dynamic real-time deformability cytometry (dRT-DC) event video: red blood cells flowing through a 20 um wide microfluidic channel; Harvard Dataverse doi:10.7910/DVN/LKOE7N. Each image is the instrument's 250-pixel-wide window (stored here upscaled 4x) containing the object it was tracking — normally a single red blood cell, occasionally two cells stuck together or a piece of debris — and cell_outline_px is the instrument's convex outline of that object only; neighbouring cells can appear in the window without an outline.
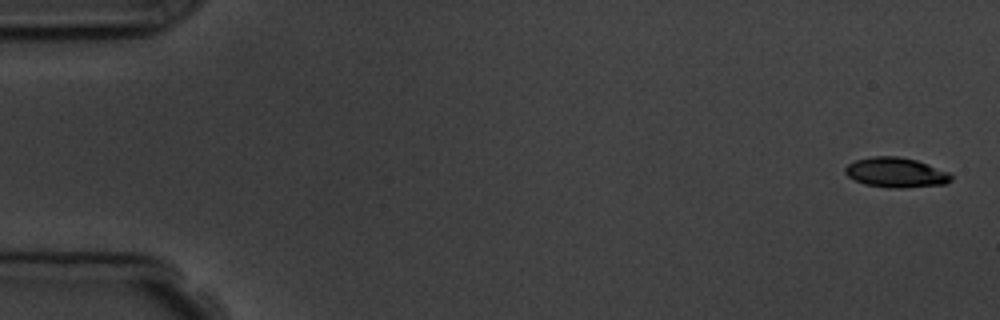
{"species": "common noctule bat (a hibernating species)", "species_latin": "Nyctalus noctula", "temperature_condition": "room temperature", "stored_images_in_passage": 7, "camera_frame_rate_fps": 3000, "um_per_image_px": 0.085, "animal": {"sex": "male", "body_mass_g": 19.5, "forearm_length_mm": 54.6}, "frame": {"image": 1, "passage_image": 1, "time_ms": 0.0, "image_size_px": [1000, 320], "cell_outline_px": [[952, 180], [944, 184], [900, 188], [892, 188], [864, 184], [848, 176], [844, 172], [844, 168], [848, 164], [856, 160], [872, 156], [900, 156], [916, 160], [928, 164], [948, 172], [952, 176]], "centroid_in_image_um": [76.14, 14.65], "position_along_channel_um": 8.9, "area_um2": 18.38}}
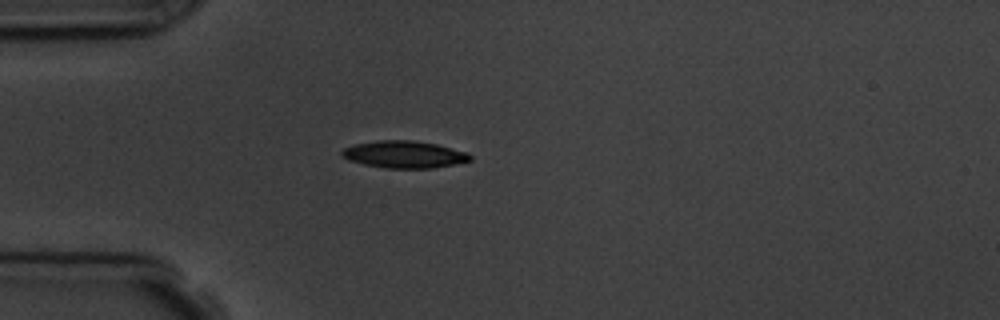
{"frame": {"image": 2, "passage_image": 5, "time_ms": 4.667, "image_size_px": [1000, 320], "cell_outline_px": [[472, 160], [456, 164], [432, 168], [384, 168], [364, 164], [348, 160], [340, 156], [340, 152], [344, 148], [356, 144], [380, 140], [412, 140], [436, 144], [468, 152], [472, 156]], "centroid_in_image_um": [34.36, 13.13], "position_along_channel_um": 50.6, "area_um2": 20.35}}